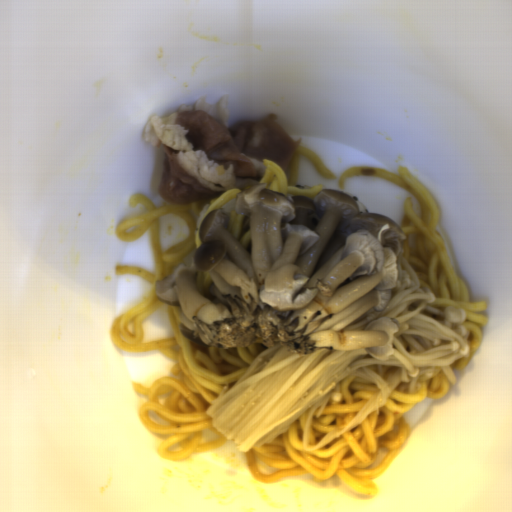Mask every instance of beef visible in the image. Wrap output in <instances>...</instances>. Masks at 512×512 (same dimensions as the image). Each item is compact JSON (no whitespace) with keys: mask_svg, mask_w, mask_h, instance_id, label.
<instances>
[{"mask_svg":"<svg viewBox=\"0 0 512 512\" xmlns=\"http://www.w3.org/2000/svg\"><path fill=\"white\" fill-rule=\"evenodd\" d=\"M278 116L239 119L230 124L227 95L215 102L200 97L167 116L150 117L143 137L164 149L159 191L162 199L184 205L230 188L260 183L264 159L282 160L302 141L277 124Z\"/></svg>","mask_w":512,"mask_h":512,"instance_id":"1","label":"beef"}]
</instances>
